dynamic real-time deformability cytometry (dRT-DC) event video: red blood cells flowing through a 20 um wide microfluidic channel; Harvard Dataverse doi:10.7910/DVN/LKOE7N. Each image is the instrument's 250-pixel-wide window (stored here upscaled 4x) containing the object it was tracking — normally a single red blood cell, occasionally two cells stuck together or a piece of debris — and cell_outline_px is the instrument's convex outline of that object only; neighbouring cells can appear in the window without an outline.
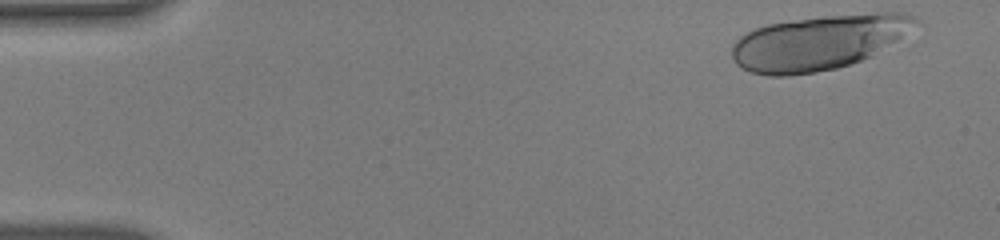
{"species": "human", "species_latin": "Homo sapiens", "temperature_condition": "warm", "stored_images_in_passage": 17, "camera_frame_rate_fps": 3000, "um_per_image_px": 0.085, "donor": {"sex": "male"}, "frame": {"image": 1, "passage_image": 1, "time_ms": 0.0, "image_size_px": [1000, 240], "cell_outline_px": [[924, 24], [872, 56], [836, 68], [816, 72], [788, 76], [768, 76], [752, 72], [740, 68], [736, 64], [732, 56], [732, 44], [740, 36], [756, 28], [768, 24], [824, 16], [876, 12], [904, 12], [920, 20]], "centroid_in_image_um": [69.65, 3.6], "position_along_channel_um": 15.4, "area_um2": 58.96}}